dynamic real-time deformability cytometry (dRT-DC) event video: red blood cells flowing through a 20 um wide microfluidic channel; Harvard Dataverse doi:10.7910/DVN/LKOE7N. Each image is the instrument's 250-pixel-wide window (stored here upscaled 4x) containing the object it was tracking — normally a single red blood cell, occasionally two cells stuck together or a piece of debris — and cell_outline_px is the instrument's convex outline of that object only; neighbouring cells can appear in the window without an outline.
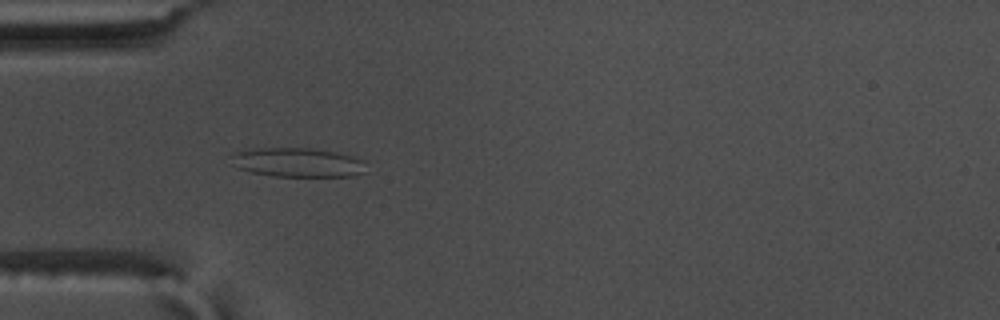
{"species": "common noctule bat (a hibernating species)", "species_latin": "Nyctalus noctula", "temperature_condition": "warm", "stored_images_in_passage": 56, "camera_frame_rate_fps": 3000, "um_per_image_px": 0.085, "animal": {"sex": "male", "body_mass_g": 17.5, "forearm_length_mm": 52.3}, "frame": {"image": 1, "passage_image": 17, "time_ms": 5.333, "image_size_px": [1000, 320], "cell_outline_px": [[364, 172], [352, 176], [272, 176], [252, 172], [240, 168], [232, 156], [240, 152], [256, 148], [312, 148], [352, 156], [364, 160]], "centroid_in_image_um": [25.38, 13.81], "position_along_channel_um": 59.6, "area_um2": 22.31}}
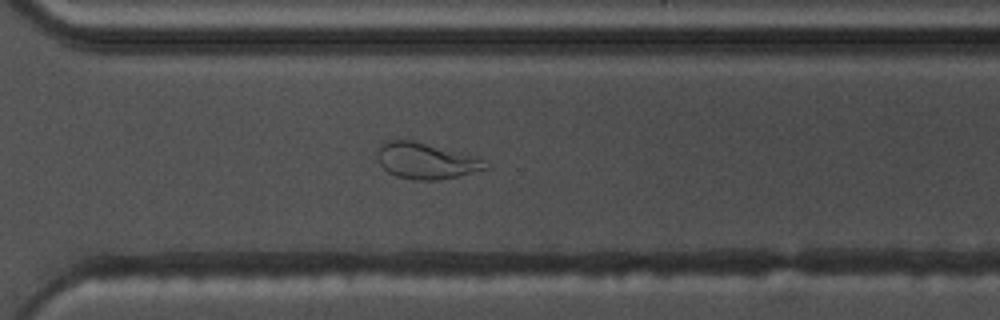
{"frame": {"image": 2, "passage_image": 40, "time_ms": 13.0, "image_size_px": [1000, 320], "cell_outline_px": [[492, 168], [460, 176], [436, 180], [416, 180], [396, 176], [388, 172], [380, 164], [376, 152], [380, 144], [388, 140], [412, 140], [480, 156]], "centroid_in_image_um": [36.28, 13.67], "position_along_channel_um": 334.3, "area_um2": 23.18}}
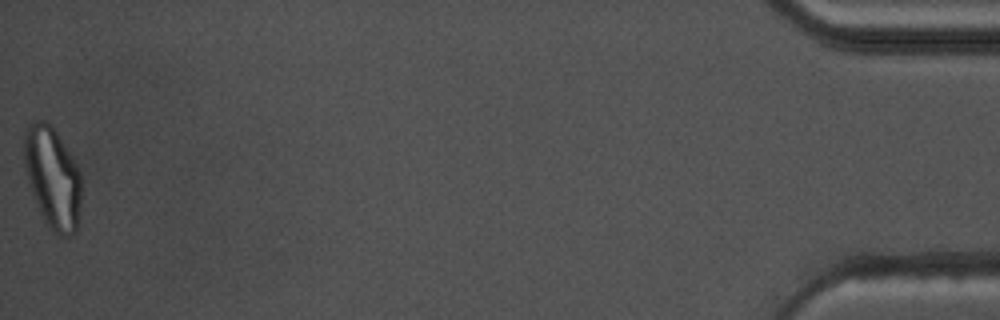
{"frame": {"image": 3, "passage_image": 56, "time_ms": 18.333, "image_size_px": [1000, 320], "cell_outline_px": [[80, 204], [76, 232], [72, 236], [56, 236], [44, 220], [40, 212], [32, 192], [24, 168], [24, 136], [28, 128], [36, 120], [48, 120], [52, 124], [76, 164], [80, 172]], "centroid_in_image_um": [4.47, 15.11], "position_along_channel_um": 430.7, "area_um2": 33.7}, "authors_computed_cell_mechanics": {"area_um2": 25.4031, "velocity_mm_per_s": 3.633, "shape_relaxation_time_tau1_ms": null, "shape_relaxation_time_tau2_ms": 1.0704, "deformation_change_tau1": null, "deformation_change_tau2": 0.0844}}